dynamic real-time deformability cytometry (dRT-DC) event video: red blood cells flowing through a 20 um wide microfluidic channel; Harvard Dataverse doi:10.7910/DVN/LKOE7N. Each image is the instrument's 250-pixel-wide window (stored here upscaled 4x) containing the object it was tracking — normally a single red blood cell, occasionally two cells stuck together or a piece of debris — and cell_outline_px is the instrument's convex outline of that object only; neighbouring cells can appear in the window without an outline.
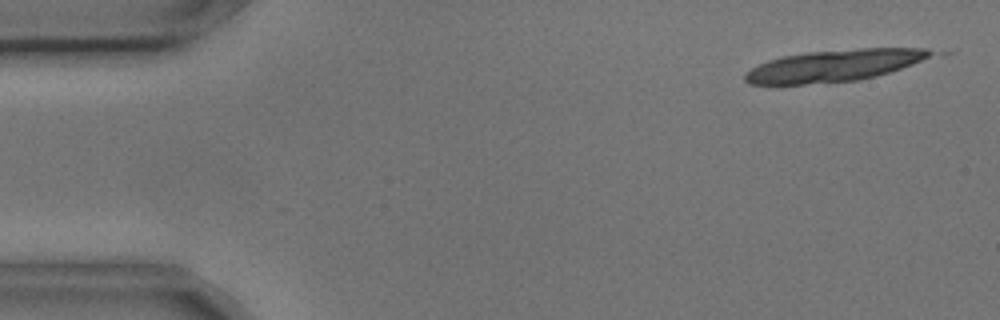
{"species": "common noctule bat (a hibernating species)", "species_latin": "Nyctalus noctula", "temperature_condition": "cold", "stored_images_in_passage": 9, "camera_frame_rate_fps": 3000, "um_per_image_px": 0.085, "animal": {"sex": "male", "body_mass_g": 17.9, "forearm_length_mm": 54.2}, "frame": {"image": 1, "passage_image": 1, "time_ms": 0.0, "image_size_px": [1000, 320], "cell_outline_px": [[956, 52], [944, 56], [876, 76], [856, 80], [804, 84], [748, 84], [744, 80], [744, 76], [752, 68], [768, 60], [784, 56], [808, 52], [860, 48], [928, 48]], "centroid_in_image_um": [71.26, 5.54], "position_along_channel_um": 13.7, "area_um2": 35.43}}
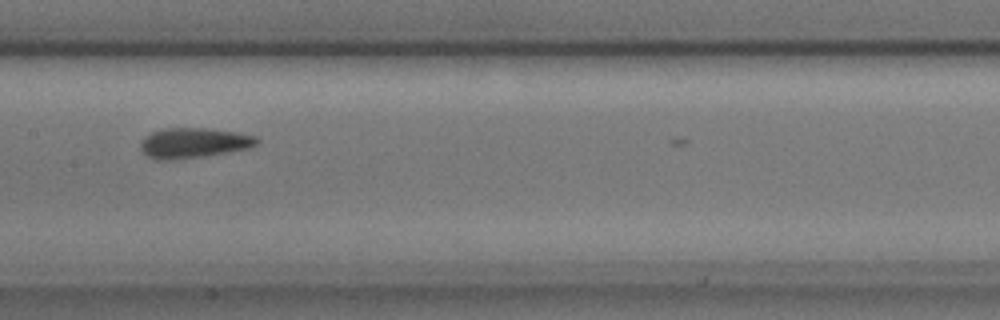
{"frame": {"image": 2, "passage_image": 7, "time_ms": 2.0, "image_size_px": [1000, 320], "cell_outline_px": [[260, 140], [256, 144], [248, 148], [228, 152], [204, 156], [172, 160], [152, 160], [140, 148], [140, 144], [152, 132], [164, 128], [204, 128], [236, 132], [256, 136]], "centroid_in_image_um": [16.46, 12.15], "position_along_channel_um": 190.9, "area_um2": 20.29}}
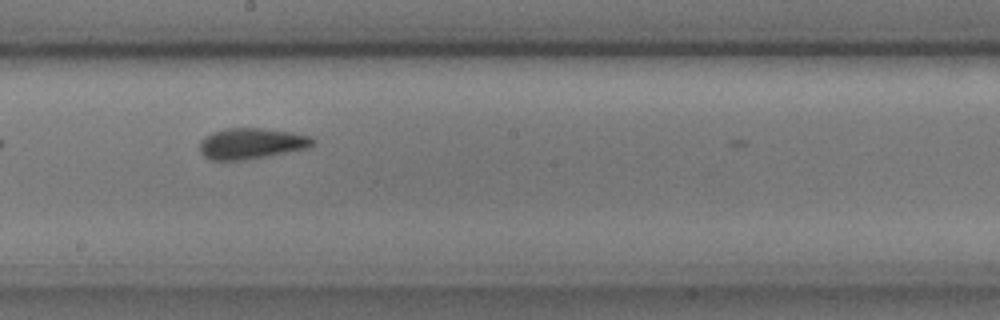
{"frame": {"image": 3, "passage_image": 8, "time_ms": 2.333, "image_size_px": [1000, 320], "cell_outline_px": [[316, 144], [308, 148], [264, 156], [240, 160], [212, 160], [204, 156], [200, 152], [200, 144], [212, 132], [224, 128], [260, 128], [288, 132], [312, 136], [316, 140]], "centroid_in_image_um": [21.4, 12.19], "position_along_channel_um": 226.8, "area_um2": 20.06}}